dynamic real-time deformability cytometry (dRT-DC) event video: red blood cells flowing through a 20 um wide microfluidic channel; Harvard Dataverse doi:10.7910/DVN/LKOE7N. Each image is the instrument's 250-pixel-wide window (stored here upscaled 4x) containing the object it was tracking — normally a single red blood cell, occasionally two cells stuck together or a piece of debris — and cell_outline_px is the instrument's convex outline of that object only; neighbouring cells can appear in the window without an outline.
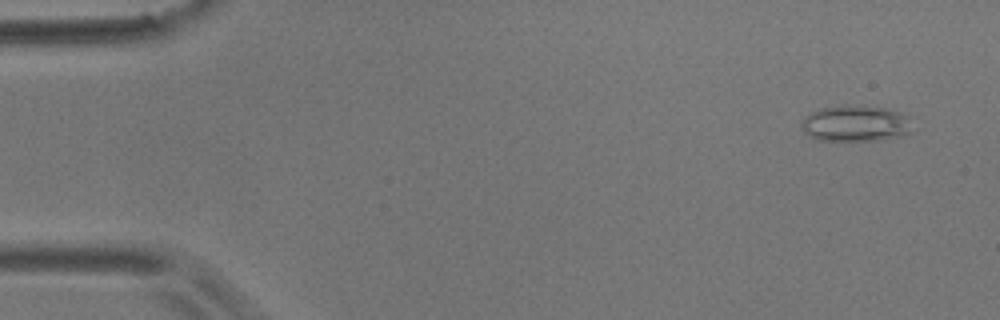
{"species": "common noctule bat (a hibernating species)", "species_latin": "Nyctalus noctula", "temperature_condition": "room temperature", "stored_images_in_passage": 56, "camera_frame_rate_fps": 3000, "um_per_image_px": 0.085, "animal": {"sex": "male", "body_mass_g": 17.9}, "frame": {"image": 1, "passage_image": 3, "time_ms": 0.667, "image_size_px": [1000, 320], "cell_outline_px": [[908, 132], [900, 136], [880, 140], [820, 140], [808, 136], [800, 128], [800, 120], [804, 116], [820, 108], [848, 104], [884, 108], [900, 112], [908, 116]], "centroid_in_image_um": [72.62, 10.48], "position_along_channel_um": 12.4, "area_um2": 23.29}}
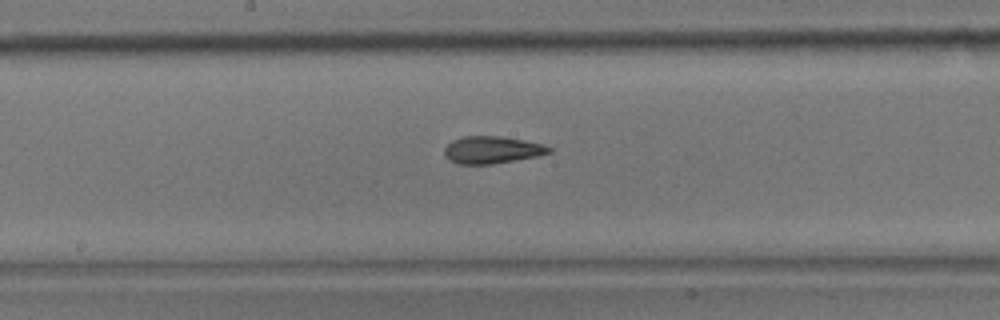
{"frame": {"image": 2, "passage_image": 29, "time_ms": 9.333, "image_size_px": [1000, 320], "cell_outline_px": [[552, 152], [540, 156], [492, 164], [456, 164], [448, 160], [444, 156], [444, 148], [452, 140], [464, 136], [500, 136], [524, 140], [544, 144], [552, 148]], "centroid_in_image_um": [41.83, 12.74], "position_along_channel_um": 206.4, "area_um2": 16.88}}
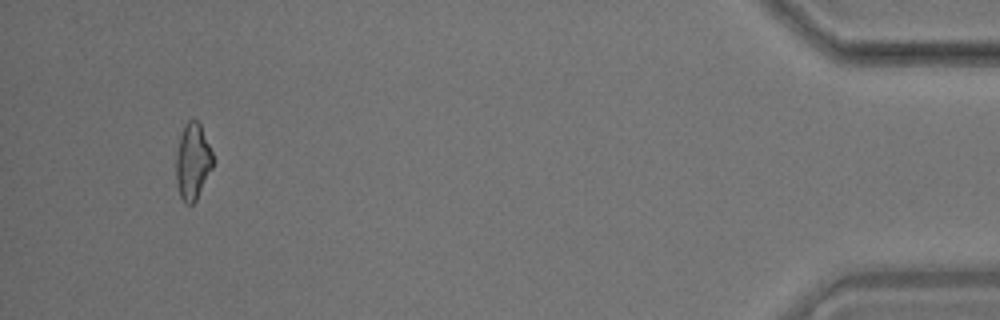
{"frame": {"image": 3, "passage_image": 53, "time_ms": 17.333, "image_size_px": [1000, 320], "cell_outline_px": [[216, 160], [196, 200], [192, 204], [184, 204], [180, 196], [176, 180], [176, 156], [180, 136], [184, 124], [188, 120], [196, 120], [200, 124]], "centroid_in_image_um": [16.39, 13.73], "position_along_channel_um": 418.8, "area_um2": 16.47}, "authors_computed_cell_mechanics": {"area_um2": 16.9932, "velocity_mm_per_s": 3.5627, "shape_relaxation_time_tau1_ms": null, "shape_relaxation_time_tau2_ms": 2.5488, "deformation_change_tau1": null, "deformation_change_tau2": 0.0998}}